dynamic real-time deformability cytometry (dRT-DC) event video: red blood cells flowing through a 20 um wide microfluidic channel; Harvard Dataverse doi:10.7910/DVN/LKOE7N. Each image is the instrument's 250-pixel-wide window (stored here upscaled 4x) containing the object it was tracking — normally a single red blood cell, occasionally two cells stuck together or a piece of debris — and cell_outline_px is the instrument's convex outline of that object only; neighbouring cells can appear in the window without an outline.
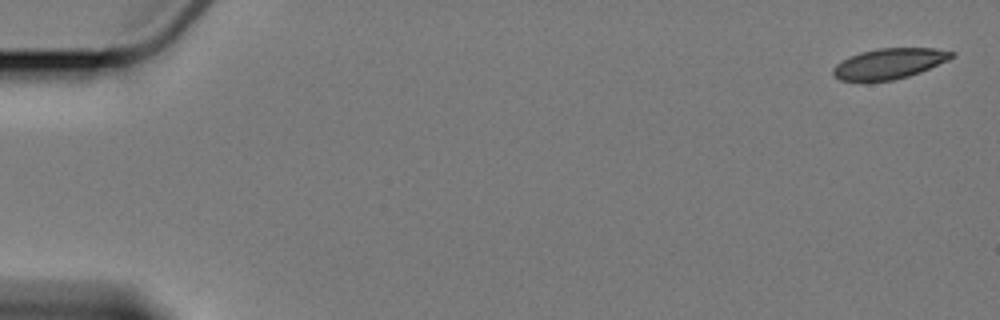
{"species": "Egyptian fruit bat (a non-hibernating species)", "species_latin": "Rousettus aegyptiacus", "temperature_condition": "cold", "stored_images_in_passage": 7, "camera_frame_rate_fps": 3000, "um_per_image_px": 0.085, "animal": {"sex": "female"}, "frame": {"image": 1, "passage_image": 1, "time_ms": 0.0, "image_size_px": [1000, 320], "cell_outline_px": [[956, 56], [948, 60], [920, 72], [908, 76], [892, 80], [840, 80], [832, 76], [832, 68], [836, 64], [848, 56], [860, 52], [876, 48], [936, 48], [956, 52]], "centroid_in_image_um": [75.58, 5.38], "position_along_channel_um": 9.4, "area_um2": 21.1}}
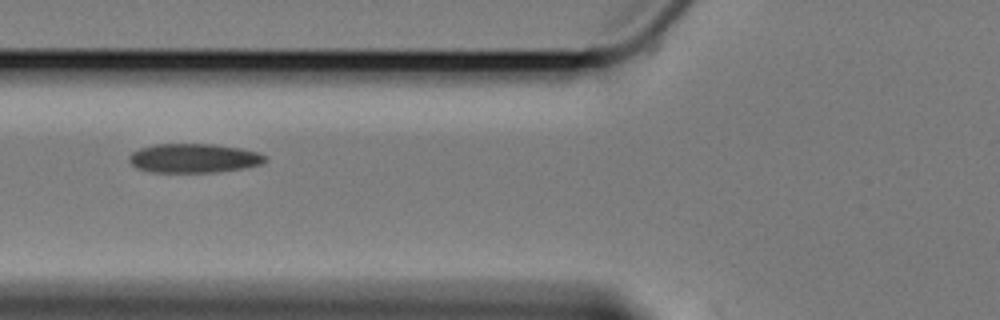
{"frame": {"image": 2, "passage_image": 7, "time_ms": 7.333, "image_size_px": [1000, 320], "cell_outline_px": [[268, 160], [260, 164], [240, 168], [212, 172], [152, 172], [136, 168], [128, 160], [128, 156], [132, 152], [140, 148], [152, 144], [212, 144], [240, 148], [260, 152], [268, 156]], "centroid_in_image_um": [16.46, 13.43], "position_along_channel_um": 109.3, "area_um2": 23.12}}